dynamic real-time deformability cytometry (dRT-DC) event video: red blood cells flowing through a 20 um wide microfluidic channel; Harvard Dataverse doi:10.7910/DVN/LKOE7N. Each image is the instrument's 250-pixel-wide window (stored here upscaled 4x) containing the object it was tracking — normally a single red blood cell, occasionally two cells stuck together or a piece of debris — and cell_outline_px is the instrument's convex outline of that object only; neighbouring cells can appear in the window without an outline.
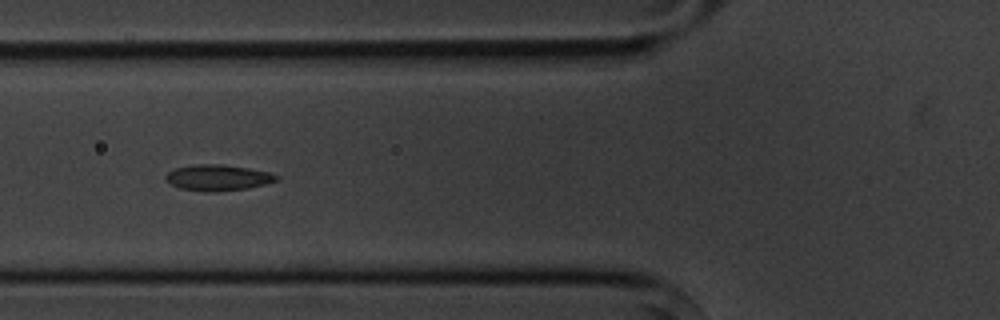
{"species": "common noctule bat (a hibernating species)", "species_latin": "Nyctalus noctula", "temperature_condition": "cold", "stored_images_in_passage": 9, "camera_frame_rate_fps": 3000, "um_per_image_px": 0.085, "animal": {"sex": "male", "body_mass_g": 20.1, "forearm_length_mm": 53.5}, "frame": {"image": 1, "passage_image": 6, "time_ms": 6.0, "image_size_px": [1000, 320], "cell_outline_px": [[280, 180], [248, 188], [216, 192], [204, 192], [180, 188], [164, 180], [164, 176], [168, 172], [176, 168], [196, 164], [220, 164], [248, 168], [268, 172], [276, 176]], "centroid_in_image_um": [18.48, 15.11], "position_along_channel_um": 107.3, "area_um2": 16.7}}
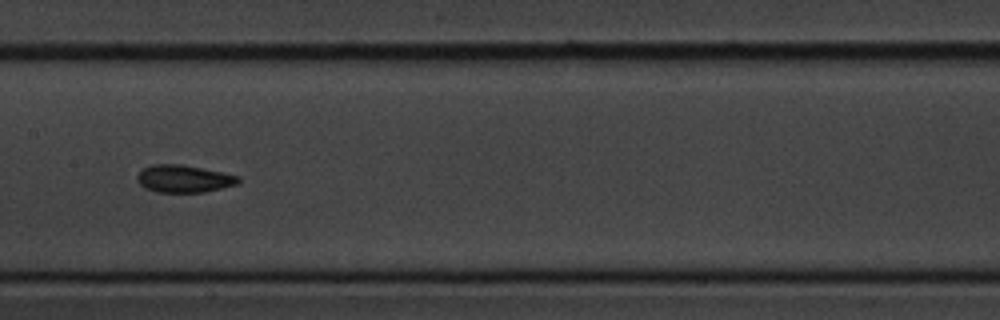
{"frame": {"image": 2, "passage_image": 8, "time_ms": 8.333, "image_size_px": [1000, 320], "cell_outline_px": [[240, 180], [236, 184], [204, 192], [156, 192], [144, 188], [136, 180], [136, 176], [144, 168], [152, 164], [180, 164], [240, 176]], "centroid_in_image_um": [15.58, 15.19], "position_along_channel_um": 191.8, "area_um2": 16.01}}
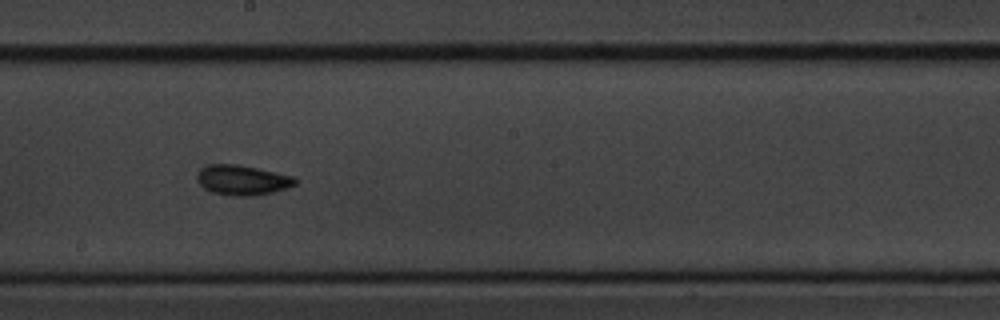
{"frame": {"image": 3, "passage_image": 9, "time_ms": 9.333, "image_size_px": [1000, 320], "cell_outline_px": [[300, 180], [296, 184], [288, 188], [256, 196], [232, 196], [212, 192], [204, 188], [200, 184], [200, 172], [208, 164], [236, 164], [276, 172], [292, 176]], "centroid_in_image_um": [20.69, 15.32], "position_along_channel_um": 227.5, "area_um2": 16.94}}